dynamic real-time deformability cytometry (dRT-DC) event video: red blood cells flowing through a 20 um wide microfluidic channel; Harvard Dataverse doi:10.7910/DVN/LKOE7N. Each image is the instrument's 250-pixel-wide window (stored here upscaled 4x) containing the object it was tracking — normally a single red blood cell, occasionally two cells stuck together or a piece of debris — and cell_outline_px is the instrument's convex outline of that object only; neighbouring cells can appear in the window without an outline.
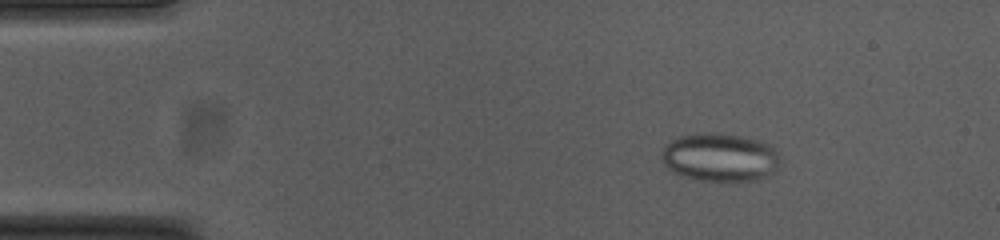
{"species": "common noctule bat (a hibernating species)", "species_latin": "Nyctalus noctula", "temperature_condition": "cold", "stored_images_in_passage": 48, "camera_frame_rate_fps": 3000, "um_per_image_px": 0.085, "animal": {"sex": "female", "body_mass_g": 23.0, "forearm_length_mm": 53.4}, "frame": {"image": 1, "passage_image": 1, "time_ms": 0.0, "image_size_px": [1000, 240], "cell_outline_px": [[780, 164], [772, 172], [756, 180], [700, 180], [684, 176], [672, 172], [664, 164], [660, 156], [664, 148], [672, 140], [680, 136], [700, 132], [720, 132], [760, 140], [768, 144], [776, 152], [780, 160]], "centroid_in_image_um": [61.17, 13.35], "position_along_channel_um": 23.8, "area_um2": 33.18}}
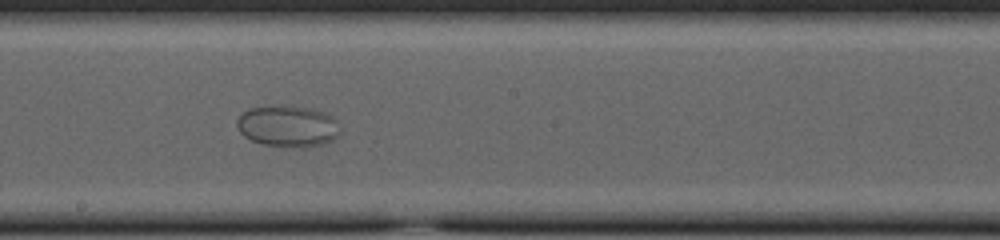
{"frame": {"image": 2, "passage_image": 23, "time_ms": 7.333, "image_size_px": [1000, 240], "cell_outline_px": [[340, 132], [332, 140], [324, 144], [304, 148], [288, 148], [264, 144], [252, 140], [244, 136], [240, 132], [236, 124], [236, 120], [248, 108], [288, 104], [292, 104], [316, 108], [328, 112], [336, 120]], "centroid_in_image_um": [24.5, 10.7], "position_along_channel_um": 223.7, "area_um2": 25.66}}
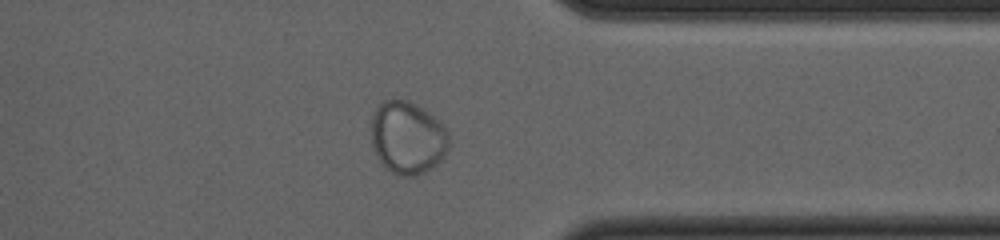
{"frame": {"image": 3, "passage_image": 36, "time_ms": 11.667, "image_size_px": [1000, 240], "cell_outline_px": [[448, 148], [440, 160], [436, 164], [424, 172], [416, 176], [400, 176], [392, 172], [376, 156], [372, 148], [372, 116], [376, 108], [384, 100], [408, 100], [416, 104], [428, 112], [448, 132]], "centroid_in_image_um": [34.62, 11.71], "position_along_channel_um": 376.8, "area_um2": 32.48}}